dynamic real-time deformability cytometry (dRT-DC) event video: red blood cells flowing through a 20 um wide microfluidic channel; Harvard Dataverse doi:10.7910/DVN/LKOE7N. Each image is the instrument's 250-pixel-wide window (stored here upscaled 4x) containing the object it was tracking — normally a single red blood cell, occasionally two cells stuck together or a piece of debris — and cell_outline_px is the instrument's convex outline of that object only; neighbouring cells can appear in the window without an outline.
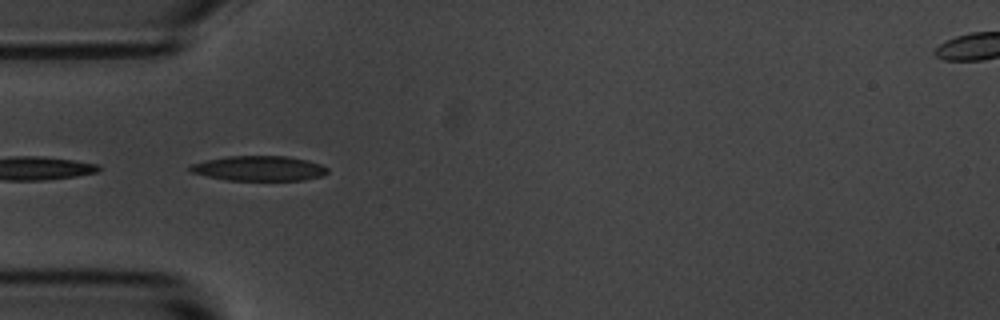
{"species": "common noctule bat (a hibernating species)", "species_latin": "Nyctalus noctula", "temperature_condition": "room temperature", "stored_images_in_passage": 7, "camera_frame_rate_fps": 3000, "um_per_image_px": 0.085, "animal": {"sex": "male", "body_mass_g": 20.1, "forearm_length_mm": 53.5}, "frame": {"image": 1, "passage_image": 3, "time_ms": 2.0, "image_size_px": [1000, 320], "cell_outline_px": [[328, 172], [324, 176], [304, 180], [228, 180], [208, 176], [192, 172], [188, 168], [192, 164], [204, 160], [228, 156], [288, 156], [308, 160], [320, 164], [328, 168]], "centroid_in_image_um": [22.06, 14.31], "position_along_channel_um": 62.9, "area_um2": 20.0}}
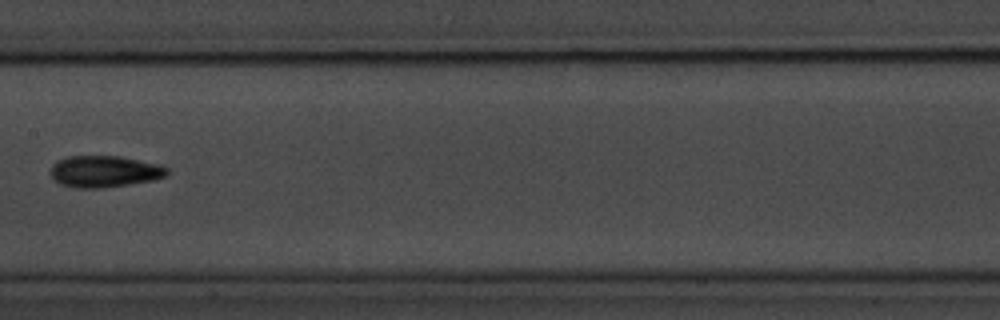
{"frame": {"image": 2, "passage_image": 6, "time_ms": 5.667, "image_size_px": [1000, 320], "cell_outline_px": [[168, 172], [164, 176], [152, 180], [128, 184], [100, 188], [76, 188], [60, 184], [52, 180], [52, 164], [56, 160], [68, 156], [120, 156], [156, 164], [168, 168]], "centroid_in_image_um": [8.81, 14.57], "position_along_channel_um": 198.6, "area_um2": 21.27}}
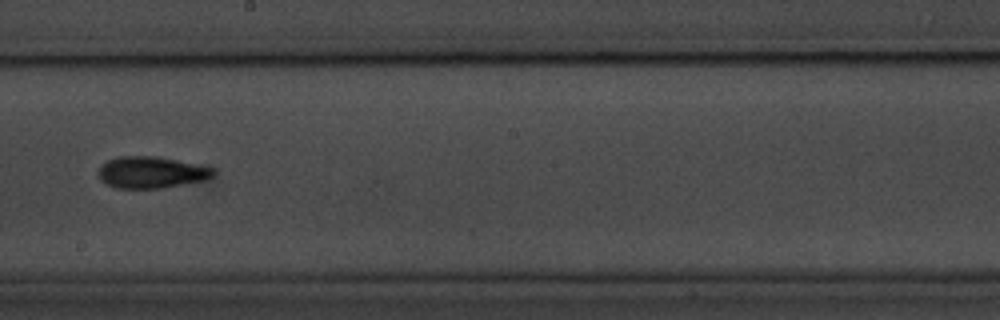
{"frame": {"image": 3, "passage_image": 7, "time_ms": 6.667, "image_size_px": [1000, 320], "cell_outline_px": [[212, 176], [204, 180], [160, 188], [116, 188], [108, 184], [100, 176], [100, 168], [108, 160], [120, 156], [156, 156], [200, 164], [212, 168]], "centroid_in_image_um": [12.88, 14.64], "position_along_channel_um": 235.3, "area_um2": 20.69}}